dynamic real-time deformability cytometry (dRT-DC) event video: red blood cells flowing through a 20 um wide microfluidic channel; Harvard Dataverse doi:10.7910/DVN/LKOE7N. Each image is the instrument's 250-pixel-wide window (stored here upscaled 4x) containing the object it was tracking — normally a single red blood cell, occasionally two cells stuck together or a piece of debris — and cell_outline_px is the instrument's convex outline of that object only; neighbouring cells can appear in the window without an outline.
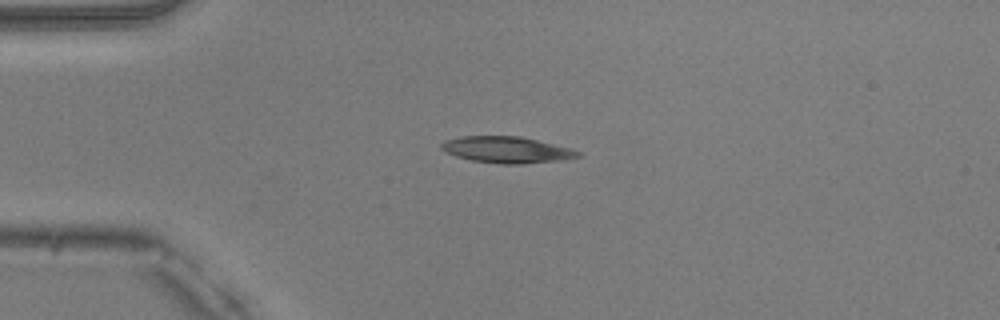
{"species": "common noctule bat (a hibernating species)", "species_latin": "Nyctalus noctula", "temperature_condition": "warm", "stored_images_in_passage": 10, "camera_frame_rate_fps": 3000, "um_per_image_px": 0.085, "animal": {"sex": "male", "body_mass_g": 20.5, "forearm_length_mm": 52.5}, "frame": {"image": 1, "passage_image": 1, "time_ms": 0.0, "image_size_px": [1000, 320], "cell_outline_px": [[584, 156], [556, 160], [520, 164], [500, 164], [472, 160], [456, 156], [444, 152], [440, 148], [440, 144], [444, 140], [460, 136], [520, 136], [572, 148], [584, 152]], "centroid_in_image_um": [43.08, 12.72], "position_along_channel_um": 41.9, "area_um2": 21.15}}
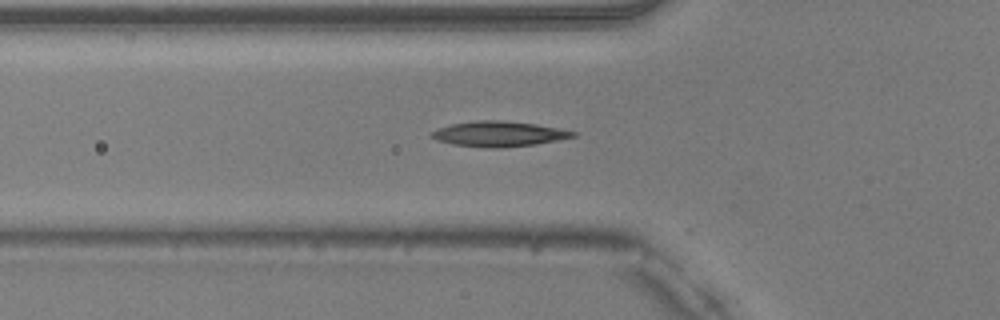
{"frame": {"image": 2, "passage_image": 6, "time_ms": 1.667, "image_size_px": [1000, 320], "cell_outline_px": [[576, 136], [560, 140], [536, 144], [500, 148], [488, 148], [452, 144], [428, 136], [432, 132], [440, 128], [452, 124], [476, 120], [500, 120], [536, 124], [560, 128], [576, 132]], "centroid_in_image_um": [42.44, 11.38], "position_along_channel_um": 83.4, "area_um2": 20.75}}
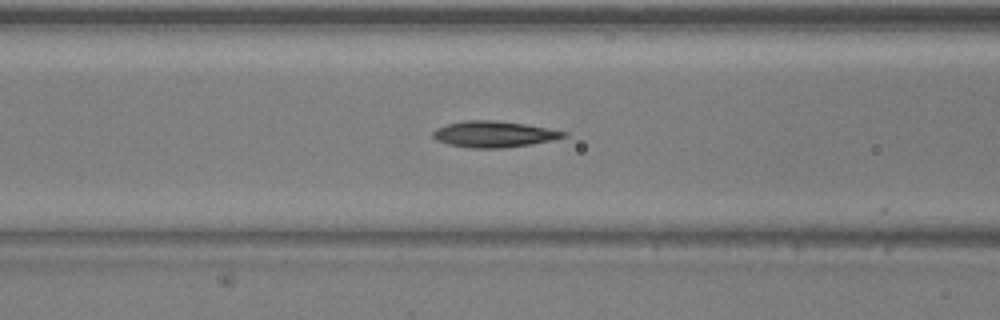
{"frame": {"image": 3, "passage_image": 9, "time_ms": 2.667, "image_size_px": [1000, 320], "cell_outline_px": [[568, 136], [552, 140], [532, 144], [504, 148], [472, 148], [448, 144], [436, 140], [432, 136], [432, 132], [436, 128], [448, 124], [464, 120], [496, 120], [524, 124], [568, 132]], "centroid_in_image_um": [41.97, 11.4], "position_along_channel_um": 124.6, "area_um2": 19.94}}